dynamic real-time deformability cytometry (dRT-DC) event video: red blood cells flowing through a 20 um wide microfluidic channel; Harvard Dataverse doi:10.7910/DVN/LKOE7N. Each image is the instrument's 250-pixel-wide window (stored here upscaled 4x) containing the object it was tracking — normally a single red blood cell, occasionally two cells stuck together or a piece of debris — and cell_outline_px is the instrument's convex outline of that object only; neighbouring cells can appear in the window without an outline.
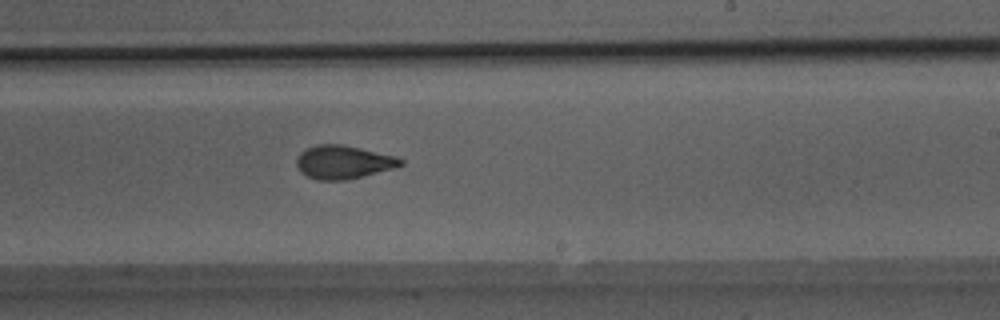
{"species": "Egyptian fruit bat (a non-hibernating species)", "species_latin": "Rousettus aegyptiacus", "temperature_condition": "room temperature", "stored_images_in_passage": 51, "camera_frame_rate_fps": 3000, "um_per_image_px": 0.085, "animal": {"sex": "male"}, "frame": {"image": 1, "passage_image": 31, "time_ms": 10.0, "image_size_px": [1000, 320], "cell_outline_px": [[404, 164], [392, 168], [344, 180], [316, 180], [300, 172], [296, 164], [296, 160], [300, 152], [316, 144], [340, 144], [360, 148], [396, 156], [404, 160]], "centroid_in_image_um": [29.15, 13.77], "position_along_channel_um": 259.9, "area_um2": 20.0}}
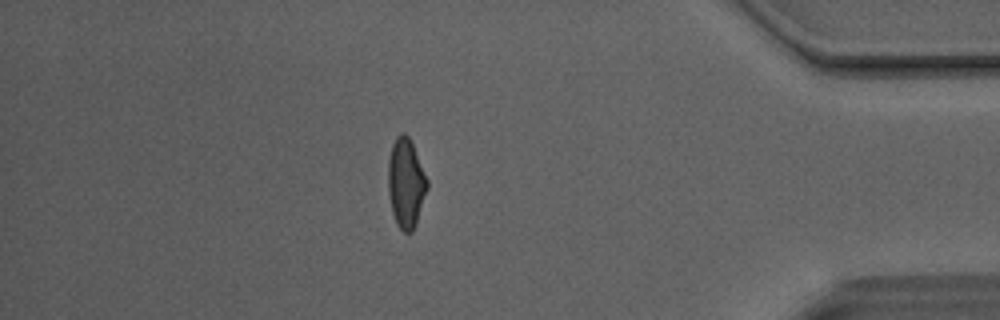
{"frame": {"image": 2, "passage_image": 44, "time_ms": 14.333, "image_size_px": [1000, 320], "cell_outline_px": [[428, 188], [416, 224], [412, 232], [404, 232], [396, 224], [392, 212], [388, 192], [388, 160], [392, 144], [396, 136], [400, 132], [404, 132], [408, 136], [412, 144], [428, 180]], "centroid_in_image_um": [34.49, 15.56], "position_along_channel_um": 400.7, "area_um2": 20.4}}
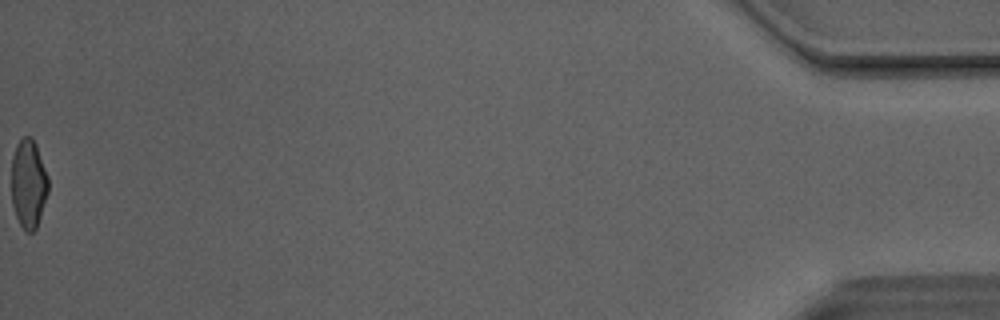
{"frame": {"image": 3, "passage_image": 51, "time_ms": 16.667, "image_size_px": [1000, 320], "cell_outline_px": [[48, 192], [36, 228], [32, 232], [28, 232], [20, 224], [16, 216], [12, 204], [12, 156], [16, 144], [24, 136], [32, 136], [36, 144], [48, 176]], "centroid_in_image_um": [2.42, 15.58], "position_along_channel_um": 432.8, "area_um2": 18.96}, "authors_computed_cell_mechanics": {"area_um2": 20.4034, "velocity_mm_per_s": 4.1334, "shape_relaxation_time_tau1_ms": 7.0601, "shape_relaxation_time_tau2_ms": 1.3482, "deformation_change_tau1": 0.192, "deformation_change_tau2": 0.072}}